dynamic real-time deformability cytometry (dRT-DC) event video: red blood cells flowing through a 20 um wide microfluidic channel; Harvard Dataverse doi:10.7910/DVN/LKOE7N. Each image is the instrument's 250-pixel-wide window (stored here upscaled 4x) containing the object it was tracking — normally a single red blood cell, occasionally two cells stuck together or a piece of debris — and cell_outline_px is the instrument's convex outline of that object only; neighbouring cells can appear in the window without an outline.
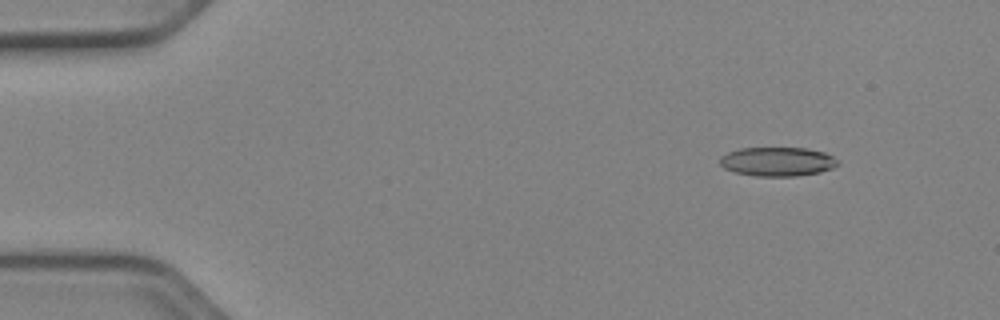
{"species": "Egyptian fruit bat (a non-hibernating species)", "species_latin": "Rousettus aegyptiacus", "temperature_condition": "cold", "stored_images_in_passage": 52, "camera_frame_rate_fps": 3000, "um_per_image_px": 0.085, "animal": {"sex": "female"}, "frame": {"image": 1, "passage_image": 6, "time_ms": 1.667, "image_size_px": [1000, 320], "cell_outline_px": [[840, 164], [832, 168], [820, 172], [796, 176], [756, 176], [736, 172], [724, 168], [720, 164], [720, 156], [728, 152], [740, 148], [808, 148], [824, 152], [840, 160]], "centroid_in_image_um": [66.11, 13.73], "position_along_channel_um": 18.9, "area_um2": 20.06}}
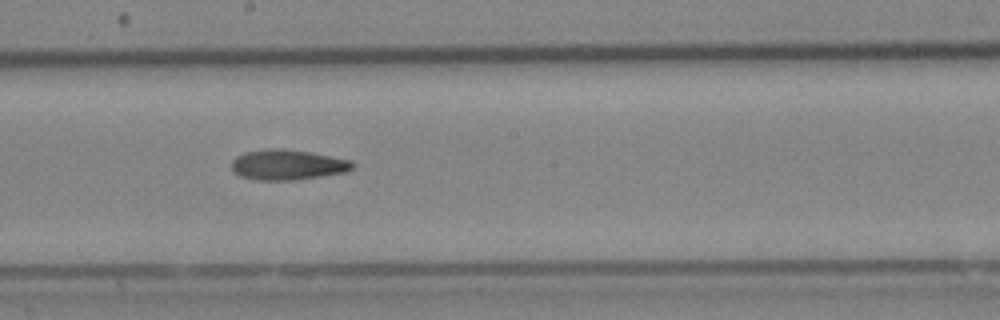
{"frame": {"image": 2, "passage_image": 29, "time_ms": 9.333, "image_size_px": [1000, 320], "cell_outline_px": [[356, 164], [352, 168], [344, 172], [296, 180], [256, 180], [240, 176], [232, 168], [232, 160], [236, 156], [244, 152], [276, 148], [280, 148], [312, 152], [352, 160]], "centroid_in_image_um": [24.46, 14.0], "position_along_channel_um": 223.7, "area_um2": 21.33}}
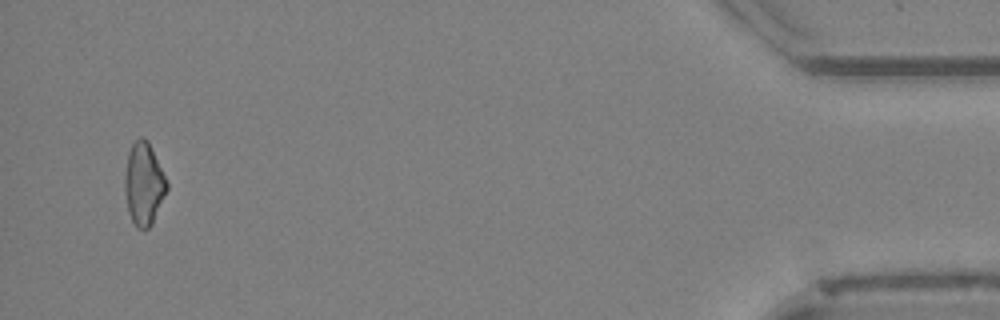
{"frame": {"image": 3, "passage_image": 50, "time_ms": 16.333, "image_size_px": [1000, 320], "cell_outline_px": [[168, 188], [152, 224], [148, 228], [136, 228], [128, 212], [124, 192], [124, 176], [128, 152], [132, 144], [140, 136], [144, 136], [148, 140], [168, 180]], "centroid_in_image_um": [12.22, 15.6], "position_along_channel_um": 423.0, "area_um2": 20.52}}